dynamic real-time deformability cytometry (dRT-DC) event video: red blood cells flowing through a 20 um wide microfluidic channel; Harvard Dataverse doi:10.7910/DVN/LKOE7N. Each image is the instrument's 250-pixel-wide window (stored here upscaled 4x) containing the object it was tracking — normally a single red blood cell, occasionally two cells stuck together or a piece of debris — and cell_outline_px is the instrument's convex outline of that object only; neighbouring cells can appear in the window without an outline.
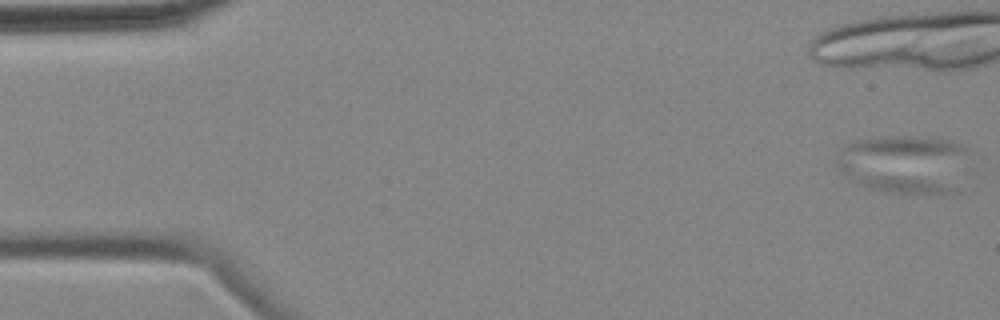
{"species": "common noctule bat (a hibernating species)", "species_latin": "Nyctalus noctula", "temperature_condition": "cold", "stored_images_in_passage": 5, "camera_frame_rate_fps": 3000, "um_per_image_px": 0.085, "animal": {"sex": "female", "body_mass_g": 18.4}, "frame": {"image": 1, "passage_image": 1, "time_ms": 0.0, "image_size_px": [1000, 320], "cell_outline_px": [[964, 148], [956, 192], [944, 196], [924, 196], [888, 192], [872, 188], [860, 184], [852, 180], [840, 172], [836, 168], [836, 160], [840, 152], [848, 144], [860, 140], [880, 136], [912, 136], [948, 140]], "centroid_in_image_um": [76.8, 14.0], "position_along_channel_um": 8.2, "area_um2": 44.91}}